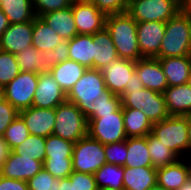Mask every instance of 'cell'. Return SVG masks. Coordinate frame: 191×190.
<instances>
[{"label":"cell","mask_w":191,"mask_h":190,"mask_svg":"<svg viewBox=\"0 0 191 190\" xmlns=\"http://www.w3.org/2000/svg\"><path fill=\"white\" fill-rule=\"evenodd\" d=\"M55 115L52 135L73 143L88 135V120L74 103L66 100L59 104L55 108Z\"/></svg>","instance_id":"obj_4"},{"label":"cell","mask_w":191,"mask_h":190,"mask_svg":"<svg viewBox=\"0 0 191 190\" xmlns=\"http://www.w3.org/2000/svg\"><path fill=\"white\" fill-rule=\"evenodd\" d=\"M135 72L146 89L163 94L168 87L165 74L157 58L138 59Z\"/></svg>","instance_id":"obj_18"},{"label":"cell","mask_w":191,"mask_h":190,"mask_svg":"<svg viewBox=\"0 0 191 190\" xmlns=\"http://www.w3.org/2000/svg\"><path fill=\"white\" fill-rule=\"evenodd\" d=\"M40 18L53 28L62 40H70L78 34L71 6L42 14Z\"/></svg>","instance_id":"obj_22"},{"label":"cell","mask_w":191,"mask_h":190,"mask_svg":"<svg viewBox=\"0 0 191 190\" xmlns=\"http://www.w3.org/2000/svg\"><path fill=\"white\" fill-rule=\"evenodd\" d=\"M38 85V74L20 72L4 87L5 99L19 112L32 106L34 93Z\"/></svg>","instance_id":"obj_10"},{"label":"cell","mask_w":191,"mask_h":190,"mask_svg":"<svg viewBox=\"0 0 191 190\" xmlns=\"http://www.w3.org/2000/svg\"><path fill=\"white\" fill-rule=\"evenodd\" d=\"M33 21L10 24L2 33L0 48L12 54H18L32 46Z\"/></svg>","instance_id":"obj_15"},{"label":"cell","mask_w":191,"mask_h":190,"mask_svg":"<svg viewBox=\"0 0 191 190\" xmlns=\"http://www.w3.org/2000/svg\"><path fill=\"white\" fill-rule=\"evenodd\" d=\"M78 34L93 35L105 28L106 15L90 1H76L71 4Z\"/></svg>","instance_id":"obj_11"},{"label":"cell","mask_w":191,"mask_h":190,"mask_svg":"<svg viewBox=\"0 0 191 190\" xmlns=\"http://www.w3.org/2000/svg\"><path fill=\"white\" fill-rule=\"evenodd\" d=\"M93 41L94 69L102 70L109 63L119 58L111 35L106 28L93 34Z\"/></svg>","instance_id":"obj_26"},{"label":"cell","mask_w":191,"mask_h":190,"mask_svg":"<svg viewBox=\"0 0 191 190\" xmlns=\"http://www.w3.org/2000/svg\"><path fill=\"white\" fill-rule=\"evenodd\" d=\"M163 95L170 116L191 115V88L187 84L167 87Z\"/></svg>","instance_id":"obj_20"},{"label":"cell","mask_w":191,"mask_h":190,"mask_svg":"<svg viewBox=\"0 0 191 190\" xmlns=\"http://www.w3.org/2000/svg\"><path fill=\"white\" fill-rule=\"evenodd\" d=\"M178 190H191V176Z\"/></svg>","instance_id":"obj_53"},{"label":"cell","mask_w":191,"mask_h":190,"mask_svg":"<svg viewBox=\"0 0 191 190\" xmlns=\"http://www.w3.org/2000/svg\"><path fill=\"white\" fill-rule=\"evenodd\" d=\"M177 2L182 8H186V0H174Z\"/></svg>","instance_id":"obj_55"},{"label":"cell","mask_w":191,"mask_h":190,"mask_svg":"<svg viewBox=\"0 0 191 190\" xmlns=\"http://www.w3.org/2000/svg\"><path fill=\"white\" fill-rule=\"evenodd\" d=\"M0 9L10 24L33 21L36 17L31 0H0Z\"/></svg>","instance_id":"obj_29"},{"label":"cell","mask_w":191,"mask_h":190,"mask_svg":"<svg viewBox=\"0 0 191 190\" xmlns=\"http://www.w3.org/2000/svg\"><path fill=\"white\" fill-rule=\"evenodd\" d=\"M107 163L124 166L127 157V139L104 145Z\"/></svg>","instance_id":"obj_40"},{"label":"cell","mask_w":191,"mask_h":190,"mask_svg":"<svg viewBox=\"0 0 191 190\" xmlns=\"http://www.w3.org/2000/svg\"><path fill=\"white\" fill-rule=\"evenodd\" d=\"M148 190H167L163 187H161L160 185L156 184L154 186H152L151 188H149Z\"/></svg>","instance_id":"obj_54"},{"label":"cell","mask_w":191,"mask_h":190,"mask_svg":"<svg viewBox=\"0 0 191 190\" xmlns=\"http://www.w3.org/2000/svg\"><path fill=\"white\" fill-rule=\"evenodd\" d=\"M42 56L48 59V72L58 63L69 59L68 40H62L53 50L42 52Z\"/></svg>","instance_id":"obj_43"},{"label":"cell","mask_w":191,"mask_h":190,"mask_svg":"<svg viewBox=\"0 0 191 190\" xmlns=\"http://www.w3.org/2000/svg\"><path fill=\"white\" fill-rule=\"evenodd\" d=\"M130 79L131 80L129 82V85H126L125 90L144 89V86L141 80L138 78L136 72L133 73Z\"/></svg>","instance_id":"obj_50"},{"label":"cell","mask_w":191,"mask_h":190,"mask_svg":"<svg viewBox=\"0 0 191 190\" xmlns=\"http://www.w3.org/2000/svg\"><path fill=\"white\" fill-rule=\"evenodd\" d=\"M190 149H191V115H188V151Z\"/></svg>","instance_id":"obj_52"},{"label":"cell","mask_w":191,"mask_h":190,"mask_svg":"<svg viewBox=\"0 0 191 190\" xmlns=\"http://www.w3.org/2000/svg\"><path fill=\"white\" fill-rule=\"evenodd\" d=\"M19 115L24 120L29 134L47 137L52 135L56 121L55 109L29 107L21 110Z\"/></svg>","instance_id":"obj_17"},{"label":"cell","mask_w":191,"mask_h":190,"mask_svg":"<svg viewBox=\"0 0 191 190\" xmlns=\"http://www.w3.org/2000/svg\"><path fill=\"white\" fill-rule=\"evenodd\" d=\"M17 64L22 72H48V59L42 56L34 46H30L16 54Z\"/></svg>","instance_id":"obj_32"},{"label":"cell","mask_w":191,"mask_h":190,"mask_svg":"<svg viewBox=\"0 0 191 190\" xmlns=\"http://www.w3.org/2000/svg\"><path fill=\"white\" fill-rule=\"evenodd\" d=\"M186 8H191V0H186Z\"/></svg>","instance_id":"obj_58"},{"label":"cell","mask_w":191,"mask_h":190,"mask_svg":"<svg viewBox=\"0 0 191 190\" xmlns=\"http://www.w3.org/2000/svg\"><path fill=\"white\" fill-rule=\"evenodd\" d=\"M74 144L75 143L55 135L47 136L45 159H64V157H72Z\"/></svg>","instance_id":"obj_35"},{"label":"cell","mask_w":191,"mask_h":190,"mask_svg":"<svg viewBox=\"0 0 191 190\" xmlns=\"http://www.w3.org/2000/svg\"><path fill=\"white\" fill-rule=\"evenodd\" d=\"M151 134L179 157L188 151V116H168L153 124Z\"/></svg>","instance_id":"obj_6"},{"label":"cell","mask_w":191,"mask_h":190,"mask_svg":"<svg viewBox=\"0 0 191 190\" xmlns=\"http://www.w3.org/2000/svg\"><path fill=\"white\" fill-rule=\"evenodd\" d=\"M147 145L152 165L156 169L172 164L180 159L173 150L161 143L151 133L147 135Z\"/></svg>","instance_id":"obj_33"},{"label":"cell","mask_w":191,"mask_h":190,"mask_svg":"<svg viewBox=\"0 0 191 190\" xmlns=\"http://www.w3.org/2000/svg\"><path fill=\"white\" fill-rule=\"evenodd\" d=\"M76 190H98L94 174L75 171Z\"/></svg>","instance_id":"obj_46"},{"label":"cell","mask_w":191,"mask_h":190,"mask_svg":"<svg viewBox=\"0 0 191 190\" xmlns=\"http://www.w3.org/2000/svg\"><path fill=\"white\" fill-rule=\"evenodd\" d=\"M19 115V111L6 99L0 102V136L4 135L6 128Z\"/></svg>","instance_id":"obj_45"},{"label":"cell","mask_w":191,"mask_h":190,"mask_svg":"<svg viewBox=\"0 0 191 190\" xmlns=\"http://www.w3.org/2000/svg\"><path fill=\"white\" fill-rule=\"evenodd\" d=\"M10 23L7 16L0 9V38L2 33L9 27Z\"/></svg>","instance_id":"obj_51"},{"label":"cell","mask_w":191,"mask_h":190,"mask_svg":"<svg viewBox=\"0 0 191 190\" xmlns=\"http://www.w3.org/2000/svg\"><path fill=\"white\" fill-rule=\"evenodd\" d=\"M86 70L84 65L68 59L55 65L49 72L67 94Z\"/></svg>","instance_id":"obj_25"},{"label":"cell","mask_w":191,"mask_h":190,"mask_svg":"<svg viewBox=\"0 0 191 190\" xmlns=\"http://www.w3.org/2000/svg\"><path fill=\"white\" fill-rule=\"evenodd\" d=\"M36 16L70 7L71 0H31Z\"/></svg>","instance_id":"obj_42"},{"label":"cell","mask_w":191,"mask_h":190,"mask_svg":"<svg viewBox=\"0 0 191 190\" xmlns=\"http://www.w3.org/2000/svg\"><path fill=\"white\" fill-rule=\"evenodd\" d=\"M153 167L146 137L127 138V157L124 167Z\"/></svg>","instance_id":"obj_30"},{"label":"cell","mask_w":191,"mask_h":190,"mask_svg":"<svg viewBox=\"0 0 191 190\" xmlns=\"http://www.w3.org/2000/svg\"><path fill=\"white\" fill-rule=\"evenodd\" d=\"M58 190H76L75 188V171L67 178H62L58 182Z\"/></svg>","instance_id":"obj_48"},{"label":"cell","mask_w":191,"mask_h":190,"mask_svg":"<svg viewBox=\"0 0 191 190\" xmlns=\"http://www.w3.org/2000/svg\"><path fill=\"white\" fill-rule=\"evenodd\" d=\"M43 168L56 178H67L73 172L72 157L45 159Z\"/></svg>","instance_id":"obj_38"},{"label":"cell","mask_w":191,"mask_h":190,"mask_svg":"<svg viewBox=\"0 0 191 190\" xmlns=\"http://www.w3.org/2000/svg\"><path fill=\"white\" fill-rule=\"evenodd\" d=\"M45 144V137L29 134L26 140L13 148L12 151L23 157L44 162L46 154Z\"/></svg>","instance_id":"obj_34"},{"label":"cell","mask_w":191,"mask_h":190,"mask_svg":"<svg viewBox=\"0 0 191 190\" xmlns=\"http://www.w3.org/2000/svg\"><path fill=\"white\" fill-rule=\"evenodd\" d=\"M191 59V42H190V48H189V55H188Z\"/></svg>","instance_id":"obj_59"},{"label":"cell","mask_w":191,"mask_h":190,"mask_svg":"<svg viewBox=\"0 0 191 190\" xmlns=\"http://www.w3.org/2000/svg\"><path fill=\"white\" fill-rule=\"evenodd\" d=\"M165 34V23L137 22V40L142 58H156Z\"/></svg>","instance_id":"obj_12"},{"label":"cell","mask_w":191,"mask_h":190,"mask_svg":"<svg viewBox=\"0 0 191 190\" xmlns=\"http://www.w3.org/2000/svg\"><path fill=\"white\" fill-rule=\"evenodd\" d=\"M61 178L52 176L47 170L42 168L28 183L29 190H58V182Z\"/></svg>","instance_id":"obj_39"},{"label":"cell","mask_w":191,"mask_h":190,"mask_svg":"<svg viewBox=\"0 0 191 190\" xmlns=\"http://www.w3.org/2000/svg\"><path fill=\"white\" fill-rule=\"evenodd\" d=\"M0 190H29L28 183L23 180L9 179L0 175Z\"/></svg>","instance_id":"obj_47"},{"label":"cell","mask_w":191,"mask_h":190,"mask_svg":"<svg viewBox=\"0 0 191 190\" xmlns=\"http://www.w3.org/2000/svg\"><path fill=\"white\" fill-rule=\"evenodd\" d=\"M43 168V162L23 157L12 150L0 169V175L9 179L28 181Z\"/></svg>","instance_id":"obj_16"},{"label":"cell","mask_w":191,"mask_h":190,"mask_svg":"<svg viewBox=\"0 0 191 190\" xmlns=\"http://www.w3.org/2000/svg\"><path fill=\"white\" fill-rule=\"evenodd\" d=\"M183 160L157 168V184L167 190H178L191 176V164Z\"/></svg>","instance_id":"obj_19"},{"label":"cell","mask_w":191,"mask_h":190,"mask_svg":"<svg viewBox=\"0 0 191 190\" xmlns=\"http://www.w3.org/2000/svg\"><path fill=\"white\" fill-rule=\"evenodd\" d=\"M191 42V8H183L165 23V34L156 58L188 56Z\"/></svg>","instance_id":"obj_3"},{"label":"cell","mask_w":191,"mask_h":190,"mask_svg":"<svg viewBox=\"0 0 191 190\" xmlns=\"http://www.w3.org/2000/svg\"><path fill=\"white\" fill-rule=\"evenodd\" d=\"M135 66V61L121 58L105 66L101 72L107 89L120 96L124 92L126 85H129L130 78L135 72Z\"/></svg>","instance_id":"obj_14"},{"label":"cell","mask_w":191,"mask_h":190,"mask_svg":"<svg viewBox=\"0 0 191 190\" xmlns=\"http://www.w3.org/2000/svg\"><path fill=\"white\" fill-rule=\"evenodd\" d=\"M29 136L28 128L20 115L6 128L3 138L12 150Z\"/></svg>","instance_id":"obj_37"},{"label":"cell","mask_w":191,"mask_h":190,"mask_svg":"<svg viewBox=\"0 0 191 190\" xmlns=\"http://www.w3.org/2000/svg\"><path fill=\"white\" fill-rule=\"evenodd\" d=\"M122 112L127 138L146 137L151 133L153 123L148 120L141 110L122 108Z\"/></svg>","instance_id":"obj_28"},{"label":"cell","mask_w":191,"mask_h":190,"mask_svg":"<svg viewBox=\"0 0 191 190\" xmlns=\"http://www.w3.org/2000/svg\"><path fill=\"white\" fill-rule=\"evenodd\" d=\"M88 135L103 145L125 141L122 106L114 113L88 119Z\"/></svg>","instance_id":"obj_9"},{"label":"cell","mask_w":191,"mask_h":190,"mask_svg":"<svg viewBox=\"0 0 191 190\" xmlns=\"http://www.w3.org/2000/svg\"><path fill=\"white\" fill-rule=\"evenodd\" d=\"M4 99H5L4 87L0 86V102L3 101Z\"/></svg>","instance_id":"obj_56"},{"label":"cell","mask_w":191,"mask_h":190,"mask_svg":"<svg viewBox=\"0 0 191 190\" xmlns=\"http://www.w3.org/2000/svg\"><path fill=\"white\" fill-rule=\"evenodd\" d=\"M10 152L11 149L7 145V142L4 140L3 136H0V169L3 167L4 162L9 157Z\"/></svg>","instance_id":"obj_49"},{"label":"cell","mask_w":191,"mask_h":190,"mask_svg":"<svg viewBox=\"0 0 191 190\" xmlns=\"http://www.w3.org/2000/svg\"><path fill=\"white\" fill-rule=\"evenodd\" d=\"M66 100V94L50 72L38 73V85L33 97V107L55 109Z\"/></svg>","instance_id":"obj_13"},{"label":"cell","mask_w":191,"mask_h":190,"mask_svg":"<svg viewBox=\"0 0 191 190\" xmlns=\"http://www.w3.org/2000/svg\"><path fill=\"white\" fill-rule=\"evenodd\" d=\"M182 9L174 0H131L127 12L136 22L166 23Z\"/></svg>","instance_id":"obj_8"},{"label":"cell","mask_w":191,"mask_h":190,"mask_svg":"<svg viewBox=\"0 0 191 190\" xmlns=\"http://www.w3.org/2000/svg\"><path fill=\"white\" fill-rule=\"evenodd\" d=\"M122 106L121 97L107 91L100 98L99 113H94L90 118H100L102 115L116 112Z\"/></svg>","instance_id":"obj_41"},{"label":"cell","mask_w":191,"mask_h":190,"mask_svg":"<svg viewBox=\"0 0 191 190\" xmlns=\"http://www.w3.org/2000/svg\"><path fill=\"white\" fill-rule=\"evenodd\" d=\"M157 184V169L154 167H124V190H148Z\"/></svg>","instance_id":"obj_23"},{"label":"cell","mask_w":191,"mask_h":190,"mask_svg":"<svg viewBox=\"0 0 191 190\" xmlns=\"http://www.w3.org/2000/svg\"><path fill=\"white\" fill-rule=\"evenodd\" d=\"M124 166L105 163L95 173L98 189L124 190Z\"/></svg>","instance_id":"obj_31"},{"label":"cell","mask_w":191,"mask_h":190,"mask_svg":"<svg viewBox=\"0 0 191 190\" xmlns=\"http://www.w3.org/2000/svg\"><path fill=\"white\" fill-rule=\"evenodd\" d=\"M69 59L87 69H94V41L93 35L77 34L72 39L68 40Z\"/></svg>","instance_id":"obj_24"},{"label":"cell","mask_w":191,"mask_h":190,"mask_svg":"<svg viewBox=\"0 0 191 190\" xmlns=\"http://www.w3.org/2000/svg\"><path fill=\"white\" fill-rule=\"evenodd\" d=\"M105 28L111 35L119 58L135 62L142 58L137 40V22L128 12L107 15Z\"/></svg>","instance_id":"obj_2"},{"label":"cell","mask_w":191,"mask_h":190,"mask_svg":"<svg viewBox=\"0 0 191 190\" xmlns=\"http://www.w3.org/2000/svg\"><path fill=\"white\" fill-rule=\"evenodd\" d=\"M120 97L122 108L141 110L153 124L169 116L164 95L151 89L124 90Z\"/></svg>","instance_id":"obj_5"},{"label":"cell","mask_w":191,"mask_h":190,"mask_svg":"<svg viewBox=\"0 0 191 190\" xmlns=\"http://www.w3.org/2000/svg\"><path fill=\"white\" fill-rule=\"evenodd\" d=\"M106 16L127 12L128 0H89Z\"/></svg>","instance_id":"obj_44"},{"label":"cell","mask_w":191,"mask_h":190,"mask_svg":"<svg viewBox=\"0 0 191 190\" xmlns=\"http://www.w3.org/2000/svg\"><path fill=\"white\" fill-rule=\"evenodd\" d=\"M107 163L104 145L89 135L79 139L73 148V171L94 174Z\"/></svg>","instance_id":"obj_7"},{"label":"cell","mask_w":191,"mask_h":190,"mask_svg":"<svg viewBox=\"0 0 191 190\" xmlns=\"http://www.w3.org/2000/svg\"><path fill=\"white\" fill-rule=\"evenodd\" d=\"M165 74L168 87L187 84L191 72L189 56L157 58Z\"/></svg>","instance_id":"obj_21"},{"label":"cell","mask_w":191,"mask_h":190,"mask_svg":"<svg viewBox=\"0 0 191 190\" xmlns=\"http://www.w3.org/2000/svg\"><path fill=\"white\" fill-rule=\"evenodd\" d=\"M32 46L38 51L47 52L53 50L61 41V37L47 25L39 16L33 20Z\"/></svg>","instance_id":"obj_27"},{"label":"cell","mask_w":191,"mask_h":190,"mask_svg":"<svg viewBox=\"0 0 191 190\" xmlns=\"http://www.w3.org/2000/svg\"><path fill=\"white\" fill-rule=\"evenodd\" d=\"M107 91L101 70L88 68L66 94V98L74 103L88 120L94 113H99L101 95Z\"/></svg>","instance_id":"obj_1"},{"label":"cell","mask_w":191,"mask_h":190,"mask_svg":"<svg viewBox=\"0 0 191 190\" xmlns=\"http://www.w3.org/2000/svg\"><path fill=\"white\" fill-rule=\"evenodd\" d=\"M16 55L7 51H0V86L5 87L19 73Z\"/></svg>","instance_id":"obj_36"},{"label":"cell","mask_w":191,"mask_h":190,"mask_svg":"<svg viewBox=\"0 0 191 190\" xmlns=\"http://www.w3.org/2000/svg\"><path fill=\"white\" fill-rule=\"evenodd\" d=\"M187 85L191 88V72L187 80Z\"/></svg>","instance_id":"obj_57"}]
</instances>
